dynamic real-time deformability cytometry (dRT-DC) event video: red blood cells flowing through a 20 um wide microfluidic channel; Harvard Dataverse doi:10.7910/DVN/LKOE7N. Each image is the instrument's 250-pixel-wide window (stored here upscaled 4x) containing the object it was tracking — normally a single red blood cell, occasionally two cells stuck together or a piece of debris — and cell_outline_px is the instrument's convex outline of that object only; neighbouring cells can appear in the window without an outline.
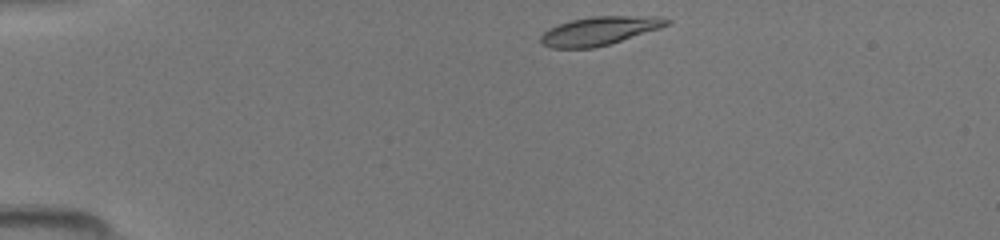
{"species": "common noctule bat (a hibernating species)", "species_latin": "Nyctalus noctula", "temperature_condition": "room temperature", "stored_images_in_passage": 39, "camera_frame_rate_fps": 3000, "um_per_image_px": 0.085, "animal": {"sex": "female", "body_mass_g": 19.5, "forearm_length_mm": 54.1}, "frame": {"image": 1, "passage_image": 1, "time_ms": 0.0, "image_size_px": [1000, 240], "cell_outline_px": [[672, 20], [668, 24], [660, 28], [596, 48], [552, 48], [540, 44], [540, 36], [548, 28], [572, 20], [592, 16], [656, 16]], "centroid_in_image_um": [50.92, 2.63], "position_along_channel_um": 34.1, "area_um2": 20.87}}
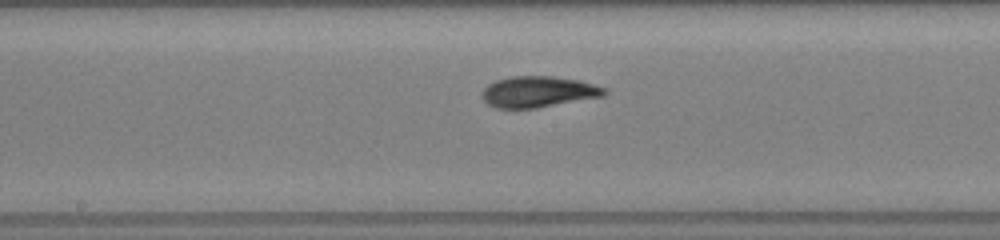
{"frame": {"image": 2, "passage_image": 17, "time_ms": 5.333, "image_size_px": [1000, 240], "cell_outline_px": [[608, 92], [604, 96], [536, 108], [496, 108], [488, 104], [480, 96], [480, 92], [488, 84], [496, 80], [512, 76], [552, 76], [580, 80], [608, 88]], "centroid_in_image_um": [45.76, 7.79], "position_along_channel_um": 202.4, "area_um2": 22.37}}
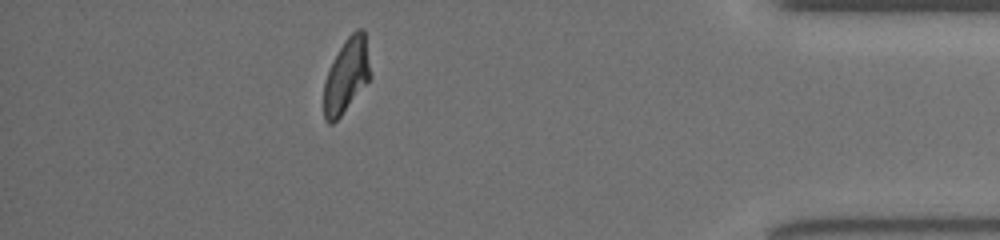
{"frame": {"image": 3, "passage_image": 34, "time_ms": 11.0, "image_size_px": [1000, 240], "cell_outline_px": [[372, 76], [340, 116], [332, 124], [328, 124], [324, 120], [324, 84], [328, 72], [340, 48], [348, 36], [356, 28], [364, 28]], "centroid_in_image_um": [29.47, 6.42], "position_along_channel_um": 405.7, "area_um2": 19.88}}